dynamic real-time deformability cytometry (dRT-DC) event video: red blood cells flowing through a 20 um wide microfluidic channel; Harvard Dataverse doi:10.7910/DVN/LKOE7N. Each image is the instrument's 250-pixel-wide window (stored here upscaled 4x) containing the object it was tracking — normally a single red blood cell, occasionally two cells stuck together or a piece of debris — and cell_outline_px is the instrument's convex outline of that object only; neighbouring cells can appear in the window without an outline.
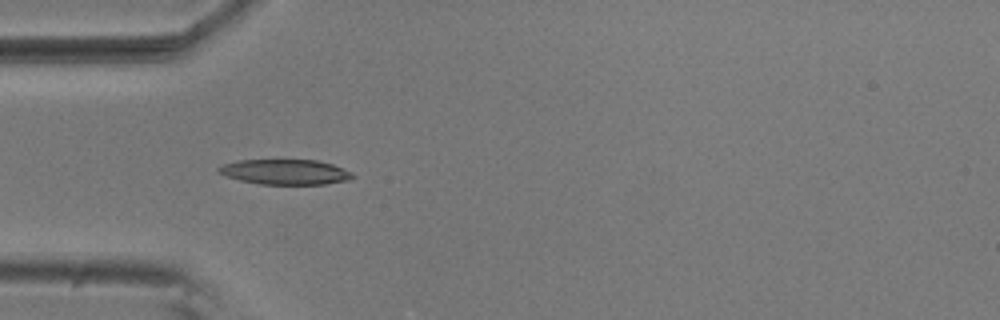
{"species": "common noctule bat (a hibernating species)", "species_latin": "Nyctalus noctula", "temperature_condition": "room temperature", "stored_images_in_passage": 6, "camera_frame_rate_fps": 3000, "um_per_image_px": 0.085, "animal": {"sex": "male", "body_mass_g": 20.5, "forearm_length_mm": 52.5}, "frame": {"image": 1, "passage_image": 5, "time_ms": 1.333, "image_size_px": [1000, 320], "cell_outline_px": [[356, 176], [348, 180], [324, 184], [260, 184], [240, 180], [224, 176], [216, 172], [216, 168], [224, 164], [240, 160], [316, 160], [332, 164], [352, 172]], "centroid_in_image_um": [24.22, 14.61], "position_along_channel_um": 60.8, "area_um2": 19.65}}
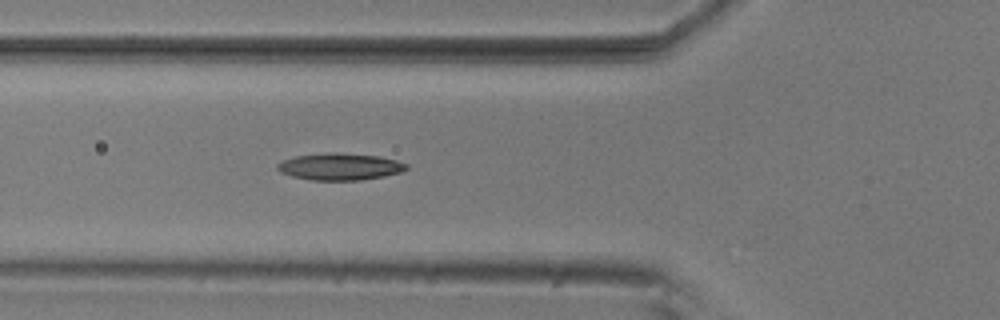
{"frame": {"image": 2, "passage_image": 6, "time_ms": 1.667, "image_size_px": [1000, 320], "cell_outline_px": [[408, 168], [400, 172], [384, 176], [360, 180], [312, 180], [292, 176], [280, 172], [276, 168], [276, 164], [280, 160], [296, 156], [328, 152], [332, 152], [380, 156], [396, 160], [408, 164]], "centroid_in_image_um": [28.86, 14.16], "position_along_channel_um": 96.9, "area_um2": 20.29}}